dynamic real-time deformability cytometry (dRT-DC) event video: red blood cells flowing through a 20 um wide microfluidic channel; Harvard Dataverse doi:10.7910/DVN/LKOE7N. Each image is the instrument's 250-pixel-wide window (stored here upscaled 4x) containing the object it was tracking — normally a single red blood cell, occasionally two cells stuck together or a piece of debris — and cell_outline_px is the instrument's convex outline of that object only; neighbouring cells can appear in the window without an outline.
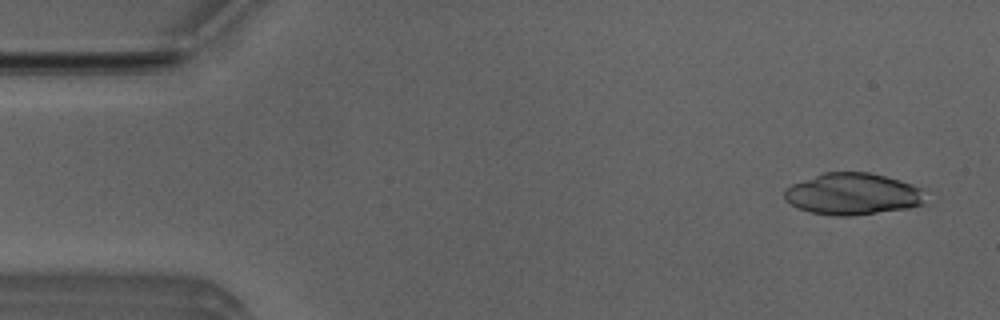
{"species": "Egyptian fruit bat (a non-hibernating species)", "species_latin": "Rousettus aegyptiacus", "temperature_condition": "room temperature", "stored_images_in_passage": 4, "camera_frame_rate_fps": 3000, "um_per_image_px": 0.085, "animal": {"sex": "male"}, "frame": {"image": 1, "passage_image": 1, "time_ms": 0.0, "image_size_px": [1000, 320], "cell_outline_px": [[932, 204], [908, 208], [852, 216], [836, 216], [808, 212], [784, 200], [784, 188], [792, 184], [824, 172], [868, 172], [900, 180], [912, 184], [920, 188]], "centroid_in_image_um": [72.54, 16.5], "position_along_channel_um": 12.5, "area_um2": 34.68}}